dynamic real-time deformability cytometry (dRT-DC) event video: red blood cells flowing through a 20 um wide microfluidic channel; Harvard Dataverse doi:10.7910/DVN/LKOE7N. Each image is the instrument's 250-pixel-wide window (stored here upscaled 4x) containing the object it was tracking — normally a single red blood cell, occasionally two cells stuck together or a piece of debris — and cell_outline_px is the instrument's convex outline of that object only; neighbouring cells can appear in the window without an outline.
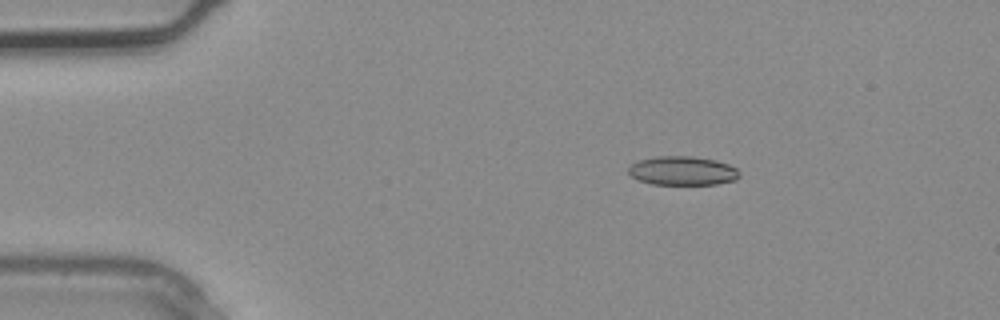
{"species": "common noctule bat (a hibernating species)", "species_latin": "Nyctalus noctula", "temperature_condition": "warm", "stored_images_in_passage": 3, "camera_frame_rate_fps": 3000, "um_per_image_px": 0.085, "animal": {"sex": "male", "body_mass_g": 20.4}, "frame": {"image": 1, "passage_image": 3, "time_ms": 0.667, "image_size_px": [1000, 320], "cell_outline_px": [[740, 176], [736, 180], [716, 184], [652, 184], [636, 180], [628, 172], [628, 168], [636, 160], [656, 156], [692, 156], [716, 160], [728, 164], [736, 168], [740, 172]], "centroid_in_image_um": [58.0, 14.51], "position_along_channel_um": 27.0, "area_um2": 18.9}}